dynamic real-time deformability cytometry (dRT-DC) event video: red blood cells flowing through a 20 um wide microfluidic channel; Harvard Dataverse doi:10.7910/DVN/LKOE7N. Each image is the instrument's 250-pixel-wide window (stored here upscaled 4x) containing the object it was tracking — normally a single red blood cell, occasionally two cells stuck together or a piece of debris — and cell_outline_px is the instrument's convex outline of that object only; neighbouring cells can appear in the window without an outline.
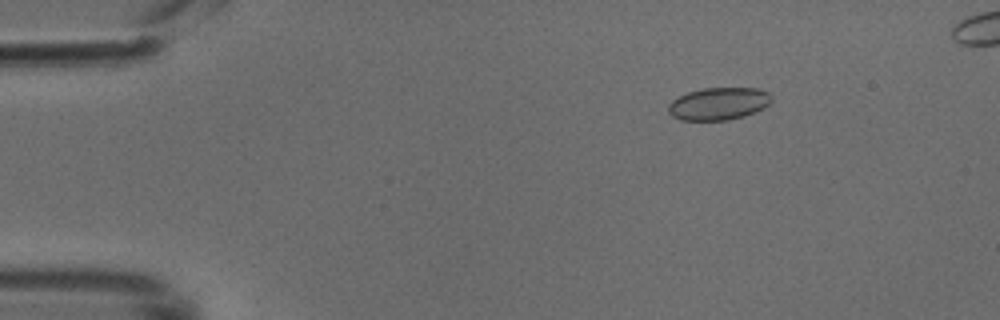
{"species": "common noctule bat (a hibernating species)", "species_latin": "Nyctalus noctula", "temperature_condition": "cold", "stored_images_in_passage": 48, "camera_frame_rate_fps": 3000, "um_per_image_px": 0.085, "animal": {"sex": "male", "body_mass_g": 18.8}, "frame": {"image": 1, "passage_image": 8, "time_ms": 2.333, "image_size_px": [1000, 320], "cell_outline_px": [[772, 100], [764, 108], [756, 112], [744, 116], [728, 120], [680, 120], [672, 116], [668, 112], [668, 104], [672, 100], [688, 92], [704, 88], [760, 88], [768, 92], [772, 96]], "centroid_in_image_um": [61.1, 8.81], "position_along_channel_um": 23.9, "area_um2": 19.65}}
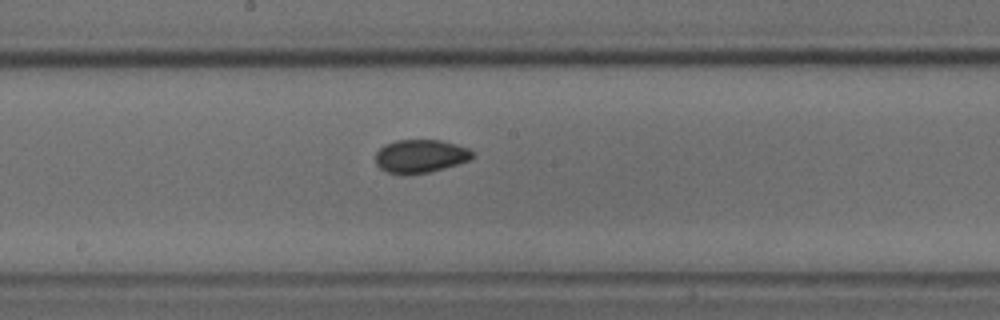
{"frame": {"image": 2, "passage_image": 27, "time_ms": 8.667, "image_size_px": [1000, 320], "cell_outline_px": [[476, 156], [468, 160], [444, 168], [428, 172], [404, 176], [400, 176], [388, 172], [380, 168], [376, 164], [376, 152], [384, 144], [396, 140], [440, 140], [456, 144], [468, 148], [476, 152]], "centroid_in_image_um": [35.73, 13.28], "position_along_channel_um": 212.5, "area_um2": 19.07}}
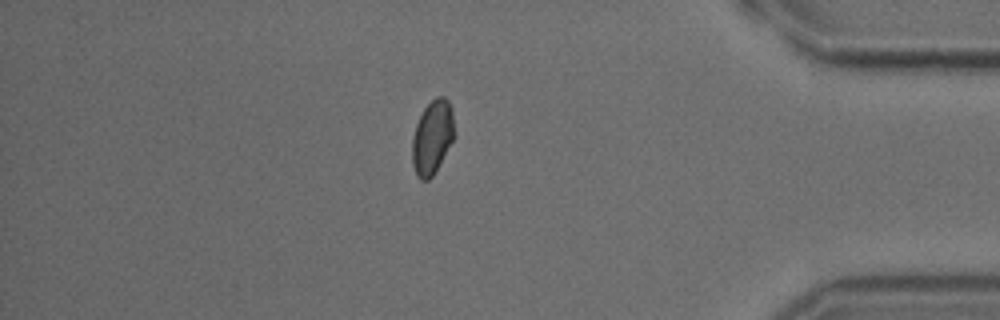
{"frame": {"image": 3, "passage_image": 43, "time_ms": 14.0, "image_size_px": [1000, 320], "cell_outline_px": [[456, 136], [432, 176], [428, 180], [420, 180], [416, 176], [412, 164], [412, 136], [416, 124], [424, 108], [436, 96], [444, 96], [448, 100], [452, 108], [456, 132]], "centroid_in_image_um": [36.76, 11.65], "position_along_channel_um": 398.4, "area_um2": 18.5}}